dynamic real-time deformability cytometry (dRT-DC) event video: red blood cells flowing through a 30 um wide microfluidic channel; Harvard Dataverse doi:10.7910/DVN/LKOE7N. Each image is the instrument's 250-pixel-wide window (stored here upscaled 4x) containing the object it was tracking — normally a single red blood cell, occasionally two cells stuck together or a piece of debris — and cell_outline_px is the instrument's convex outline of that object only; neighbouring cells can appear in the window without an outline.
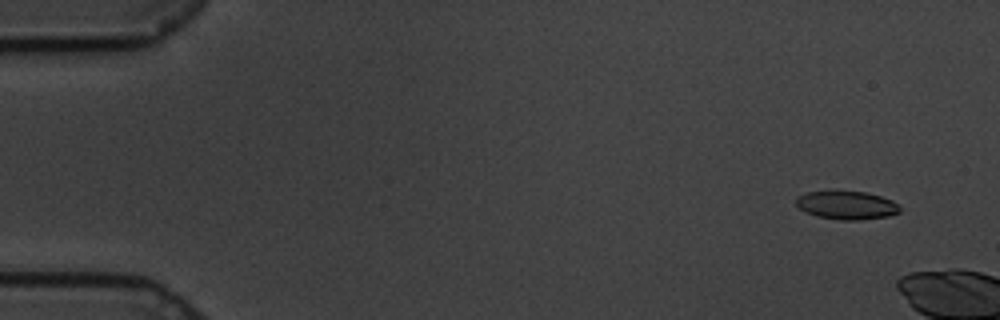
{"species": "common noctule bat (a hibernating species)", "species_latin": "Nyctalus noctula", "temperature_condition": "cold", "stored_images_in_passage": 5, "camera_frame_rate_fps": 3000, "um_per_image_px": 0.085, "animal": {"sex": "male", "body_mass_g": 19.5, "forearm_length_mm": 54.6}, "frame": {"image": 1, "passage_image": 1, "time_ms": 0.0, "image_size_px": [1000, 320], "cell_outline_px": [[900, 212], [888, 216], [860, 220], [840, 220], [816, 216], [800, 208], [796, 204], [796, 196], [808, 192], [832, 188], [868, 192], [892, 200], [900, 208]], "centroid_in_image_um": [71.93, 17.39], "position_along_channel_um": 13.1, "area_um2": 17.74}}